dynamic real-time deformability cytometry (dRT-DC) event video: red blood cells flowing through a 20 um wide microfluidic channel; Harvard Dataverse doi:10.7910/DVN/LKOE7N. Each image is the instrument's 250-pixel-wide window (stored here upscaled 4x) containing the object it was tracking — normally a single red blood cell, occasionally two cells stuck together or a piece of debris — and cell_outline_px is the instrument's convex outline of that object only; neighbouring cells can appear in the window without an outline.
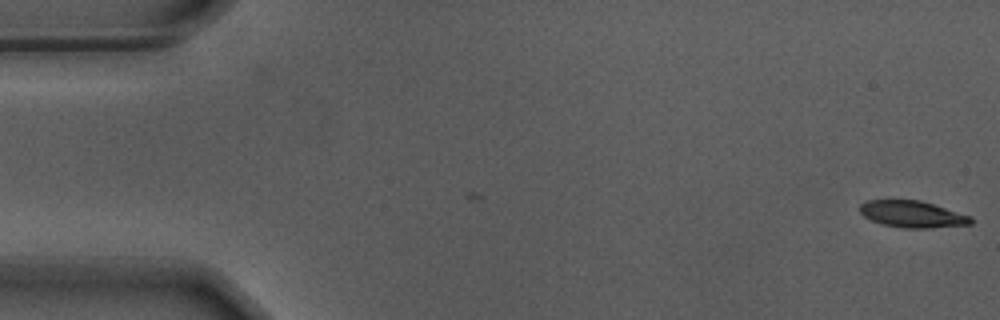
{"species": "Egyptian fruit bat (a non-hibernating species)", "species_latin": "Rousettus aegyptiacus", "temperature_condition": "warm", "stored_images_in_passage": 4, "camera_frame_rate_fps": 3000, "um_per_image_px": 0.085, "animal": {"sex": "male"}, "frame": {"image": 1, "passage_image": 4, "time_ms": 1.0, "image_size_px": [1000, 320], "cell_outline_px": [[972, 224], [928, 228], [904, 228], [880, 224], [864, 216], [860, 212], [860, 204], [868, 200], [920, 200], [972, 216]], "centroid_in_image_um": [77.55, 18.21], "position_along_channel_um": 7.4, "area_um2": 17.22}}